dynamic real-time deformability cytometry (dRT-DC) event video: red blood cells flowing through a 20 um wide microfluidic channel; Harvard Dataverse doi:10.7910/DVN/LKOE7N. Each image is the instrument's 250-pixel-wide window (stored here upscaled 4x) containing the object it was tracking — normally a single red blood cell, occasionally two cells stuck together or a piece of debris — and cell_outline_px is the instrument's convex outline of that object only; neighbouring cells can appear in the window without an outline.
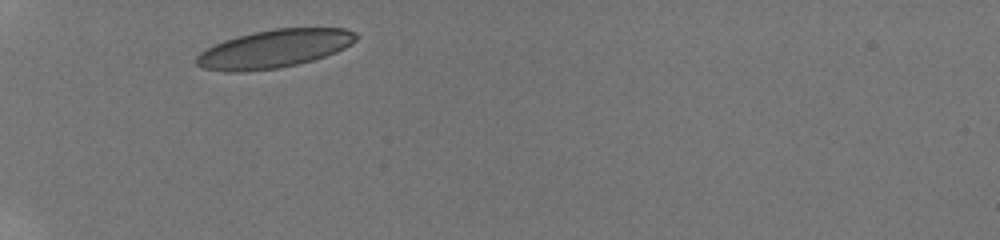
{"species": "human", "species_latin": "Homo sapiens", "temperature_condition": "room temperature", "stored_images_in_passage": 3, "camera_frame_rate_fps": 3000, "um_per_image_px": 0.085, "donor": {"sex": "male"}, "frame": {"image": 1, "passage_image": 1, "time_ms": 0.0, "image_size_px": [1000, 240], "cell_outline_px": [[360, 36], [352, 44], [336, 52], [312, 60], [280, 68], [244, 72], [224, 72], [204, 68], [196, 64], [196, 56], [200, 52], [224, 40], [236, 36], [252, 32], [276, 28], [344, 28], [356, 32]], "centroid_in_image_um": [23.32, 4.14], "position_along_channel_um": 61.7, "area_um2": 35.6}}
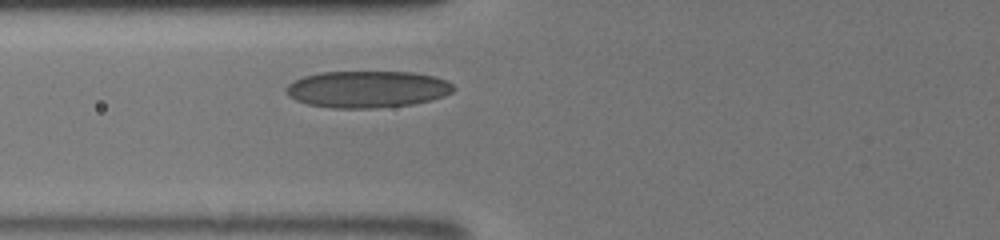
{"frame": {"image": 2, "passage_image": 3, "time_ms": 1.333, "image_size_px": [1000, 240], "cell_outline_px": [[456, 88], [452, 92], [444, 96], [432, 100], [412, 104], [376, 108], [332, 108], [308, 104], [296, 100], [288, 96], [284, 88], [288, 84], [304, 76], [320, 72], [412, 72], [436, 76], [448, 80]], "centroid_in_image_um": [31.25, 7.58], "position_along_channel_um": 94.6, "area_um2": 36.13}}